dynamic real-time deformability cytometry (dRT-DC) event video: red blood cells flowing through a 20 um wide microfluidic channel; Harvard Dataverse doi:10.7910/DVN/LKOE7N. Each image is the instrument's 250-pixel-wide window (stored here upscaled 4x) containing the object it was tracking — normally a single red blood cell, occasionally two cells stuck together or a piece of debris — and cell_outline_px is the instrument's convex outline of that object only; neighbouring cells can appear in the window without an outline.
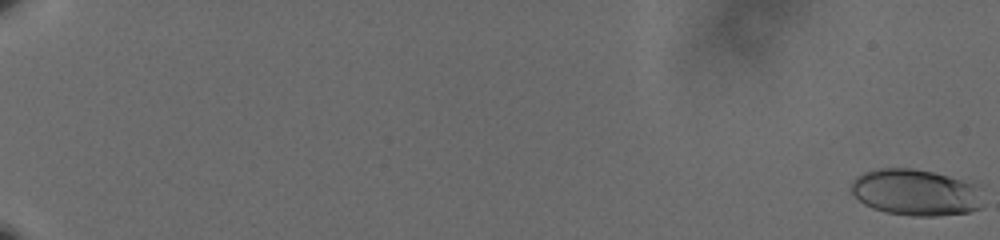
{"species": "human", "species_latin": "Homo sapiens", "temperature_condition": "cold", "stored_images_in_passage": 62, "camera_frame_rate_fps": 3000, "um_per_image_px": 0.085, "donor": {"sex": "male"}, "frame": {"image": 1, "passage_image": 1, "time_ms": 0.0, "image_size_px": [1000, 240], "cell_outline_px": [[984, 184], [980, 208], [968, 212], [936, 216], [912, 216], [884, 212], [872, 208], [864, 204], [852, 192], [852, 180], [856, 176], [864, 172], [880, 168], [912, 168], [976, 180]], "centroid_in_image_um": [77.96, 16.33], "position_along_channel_um": 7.0, "area_um2": 36.7}}
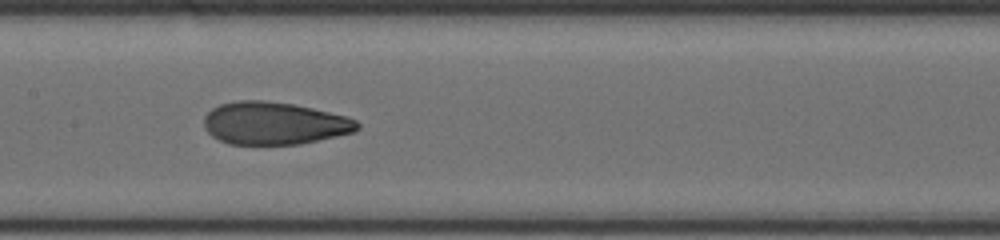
{"frame": {"image": 2, "passage_image": 36, "time_ms": 11.667, "image_size_px": [1000, 240], "cell_outline_px": [[360, 128], [356, 132], [300, 144], [228, 144], [212, 136], [204, 128], [204, 116], [212, 108], [220, 104], [236, 100], [264, 100], [292, 104], [312, 108], [348, 116], [356, 120], [360, 124]], "centroid_in_image_um": [23.32, 10.47], "position_along_channel_um": 184.1, "area_um2": 38.26}}
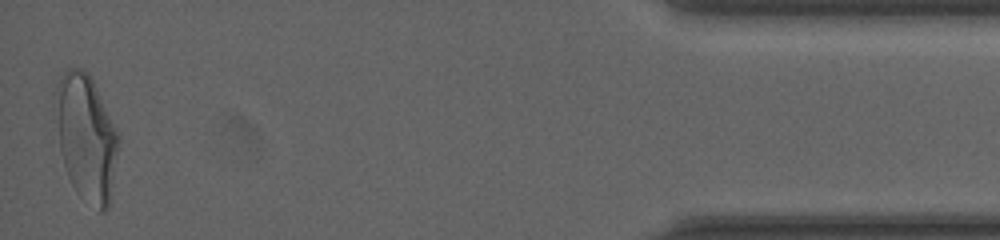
{"frame": {"image": 3, "passage_image": 62, "time_ms": 20.333, "image_size_px": [1000, 240], "cell_outline_px": [[120, 140], [108, 208], [104, 212], [100, 212], [80, 196], [76, 192], [68, 176], [60, 152], [52, 92], [60, 76], [68, 68], [80, 68], [88, 72], [120, 136]], "centroid_in_image_um": [7.3, 11.65], "position_along_channel_um": 427.9, "area_um2": 46.53}, "authors_computed_cell_mechanics": {"area_um2": 37.7434, "velocity_mm_per_s": 3.5939, "shape_relaxation_time_tau1_ms": 6.7554, "shape_relaxation_time_tau2_ms": 1.2523, "deformation_change_tau1": 0.2208, "deformation_change_tau2": 0.076}}